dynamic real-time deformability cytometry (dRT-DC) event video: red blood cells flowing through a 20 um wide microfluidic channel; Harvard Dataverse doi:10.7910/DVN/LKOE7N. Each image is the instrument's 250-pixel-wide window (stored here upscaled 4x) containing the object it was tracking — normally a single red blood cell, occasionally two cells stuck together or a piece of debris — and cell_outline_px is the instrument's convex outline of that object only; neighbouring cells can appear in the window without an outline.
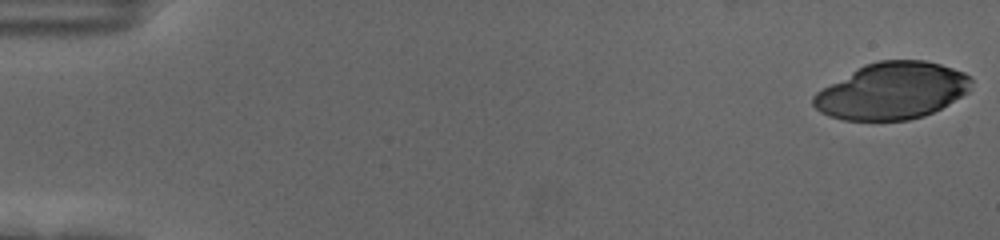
{"species": "human", "species_latin": "Homo sapiens", "temperature_condition": "cold", "stored_images_in_passage": 57, "camera_frame_rate_fps": 3000, "um_per_image_px": 0.085, "donor": {"sex": "female"}, "frame": {"image": 1, "passage_image": 1, "time_ms": 0.0, "image_size_px": [1000, 240], "cell_outline_px": [[972, 80], [968, 92], [948, 104], [924, 116], [908, 120], [844, 120], [828, 116], [820, 112], [812, 104], [812, 96], [816, 92], [864, 64], [880, 60], [924, 60], [940, 64], [964, 72], [972, 76]], "centroid_in_image_um": [75.82, 7.73], "position_along_channel_um": 9.2, "area_um2": 52.08}}
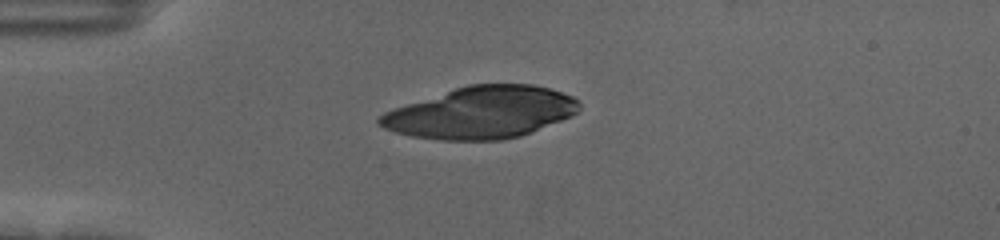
{"frame": {"image": 2, "passage_image": 15, "time_ms": 4.667, "image_size_px": [1000, 240], "cell_outline_px": [[580, 108], [572, 116], [532, 132], [520, 136], [500, 140], [440, 140], [412, 136], [396, 132], [384, 128], [376, 124], [376, 120], [384, 112], [468, 84], [532, 84], [548, 88], [572, 96], [580, 104]], "centroid_in_image_um": [40.91, 9.58], "position_along_channel_um": 44.1, "area_um2": 59.82}}